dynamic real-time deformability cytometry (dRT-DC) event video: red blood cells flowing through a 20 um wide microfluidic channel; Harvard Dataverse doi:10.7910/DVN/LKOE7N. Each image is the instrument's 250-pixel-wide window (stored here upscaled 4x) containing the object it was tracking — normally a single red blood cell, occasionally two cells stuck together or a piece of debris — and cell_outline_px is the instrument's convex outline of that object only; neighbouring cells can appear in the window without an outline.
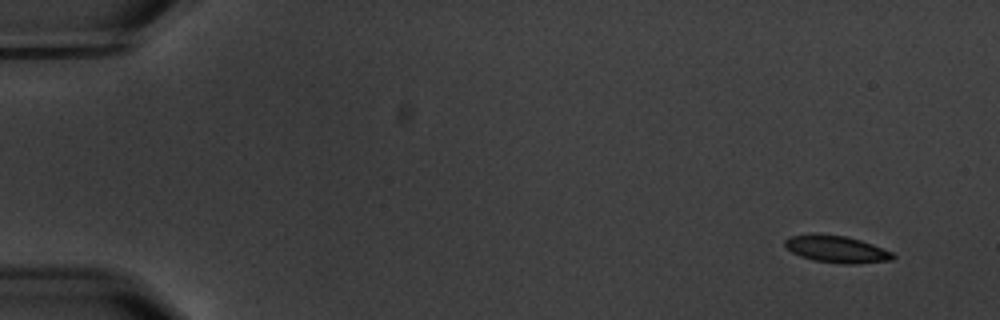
{"species": "common noctule bat (a hibernating species)", "species_latin": "Nyctalus noctula", "temperature_condition": "warm", "stored_images_in_passage": 5, "segment_of_instrument_passage": [1, 2], "camera_frame_rate_fps": 3000, "um_per_image_px": 0.085, "animal": {"sex": "male", "body_mass_g": 20.1, "forearm_length_mm": 53.5}, "frame": {"image": 1, "passage_image": 1, "time_ms": 0.0, "image_size_px": [1000, 320], "cell_outline_px": [[896, 256], [892, 260], [852, 264], [848, 264], [812, 260], [800, 256], [792, 252], [784, 244], [784, 240], [788, 236], [812, 232], [816, 232], [844, 236], [860, 240], [872, 244], [892, 252]], "centroid_in_image_um": [71.05, 21.15], "position_along_channel_um": 13.9, "area_um2": 17.17}}